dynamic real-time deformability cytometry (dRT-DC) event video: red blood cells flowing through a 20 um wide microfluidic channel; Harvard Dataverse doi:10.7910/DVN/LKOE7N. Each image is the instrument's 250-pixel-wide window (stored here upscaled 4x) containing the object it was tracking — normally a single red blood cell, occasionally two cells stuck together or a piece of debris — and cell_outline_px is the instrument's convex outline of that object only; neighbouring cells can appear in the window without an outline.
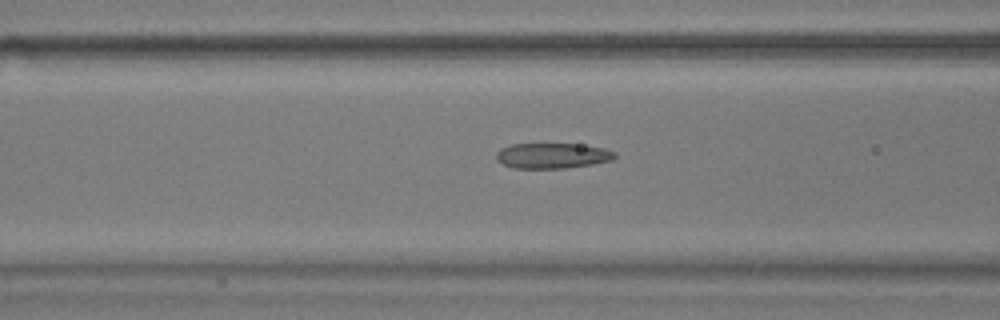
{"species": "common noctule bat (a hibernating species)", "species_latin": "Nyctalus noctula", "temperature_condition": "warm", "stored_images_in_passage": 54, "camera_frame_rate_fps": 3000, "um_per_image_px": 0.085, "animal": {"sex": "male", "body_mass_g": 17.9}, "frame": {"image": 1, "passage_image": 21, "time_ms": 6.667, "image_size_px": [1000, 320], "cell_outline_px": [[616, 156], [612, 160], [592, 164], [564, 168], [512, 168], [496, 160], [496, 152], [500, 148], [512, 144], [576, 144], [604, 148], [616, 152]], "centroid_in_image_um": [46.93, 13.23], "position_along_channel_um": 119.7, "area_um2": 17.51}}
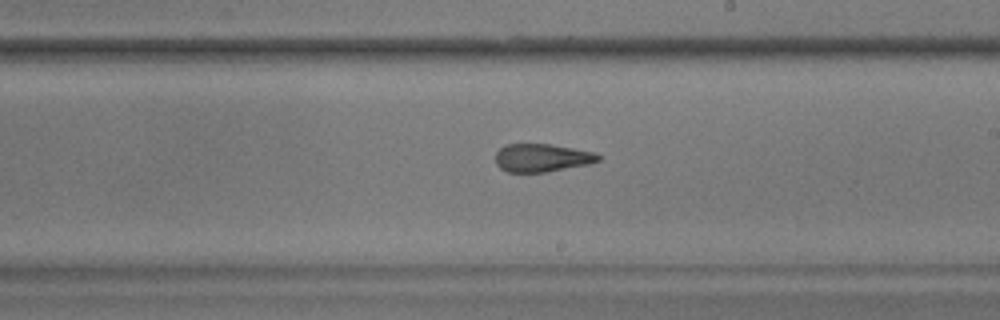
{"frame": {"image": 2, "passage_image": 31, "time_ms": 10.0, "image_size_px": [1000, 320], "cell_outline_px": [[600, 160], [588, 164], [548, 172], [508, 172], [500, 168], [496, 164], [496, 152], [504, 144], [548, 144], [596, 152], [600, 156]], "centroid_in_image_um": [46.05, 13.41], "position_along_channel_um": 242.9, "area_um2": 16.82}}
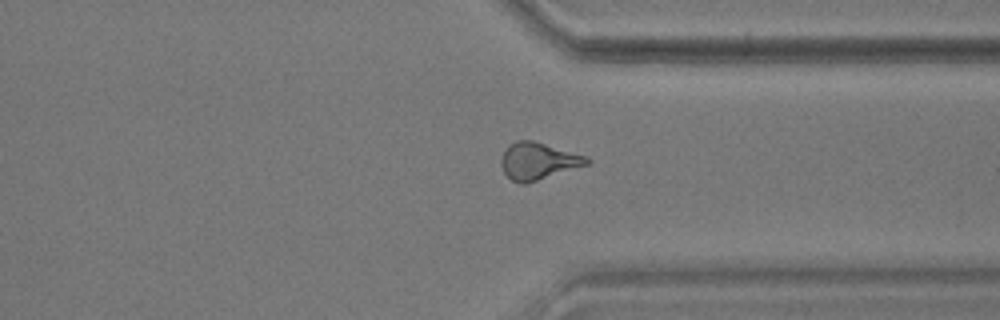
{"frame": {"image": 3, "passage_image": 41, "time_ms": 13.333, "image_size_px": [1000, 320], "cell_outline_px": [[592, 160], [588, 164], [524, 184], [520, 184], [512, 180], [504, 172], [500, 164], [500, 160], [508, 144], [516, 140], [532, 140], [588, 156]], "centroid_in_image_um": [45.73, 13.67], "position_along_channel_um": 365.7, "area_um2": 18.38}, "authors_computed_cell_mechanics": {"area_um2": 18.1492, "velocity_mm_per_s": 3.694, "shape_relaxation_time_tau1_ms": null, "shape_relaxation_time_tau2_ms": 3.0679, "deformation_change_tau1": null, "deformation_change_tau2": 0.119}}